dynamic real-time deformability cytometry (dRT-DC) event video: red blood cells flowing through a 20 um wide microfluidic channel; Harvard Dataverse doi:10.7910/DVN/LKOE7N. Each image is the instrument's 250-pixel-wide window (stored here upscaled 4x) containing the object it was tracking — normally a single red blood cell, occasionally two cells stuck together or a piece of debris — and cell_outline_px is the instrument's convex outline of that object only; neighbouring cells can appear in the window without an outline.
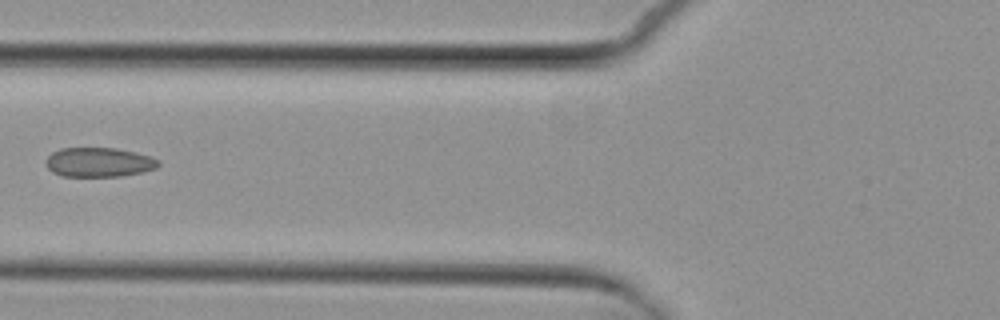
{"species": "common noctule bat (a hibernating species)", "species_latin": "Nyctalus noctula", "temperature_condition": "cold", "stored_images_in_passage": 6, "camera_frame_rate_fps": 3000, "um_per_image_px": 0.085, "animal": {"sex": "female", "body_mass_g": 29.2, "forearm_length_mm": 56.3}, "frame": {"image": 1, "passage_image": 6, "time_ms": 5.667, "image_size_px": [1000, 320], "cell_outline_px": [[160, 164], [156, 168], [140, 172], [120, 176], [60, 176], [52, 172], [44, 164], [48, 156], [52, 152], [60, 148], [116, 148], [152, 156], [160, 160]], "centroid_in_image_um": [8.39, 13.78], "position_along_channel_um": 117.4, "area_um2": 19.36}}